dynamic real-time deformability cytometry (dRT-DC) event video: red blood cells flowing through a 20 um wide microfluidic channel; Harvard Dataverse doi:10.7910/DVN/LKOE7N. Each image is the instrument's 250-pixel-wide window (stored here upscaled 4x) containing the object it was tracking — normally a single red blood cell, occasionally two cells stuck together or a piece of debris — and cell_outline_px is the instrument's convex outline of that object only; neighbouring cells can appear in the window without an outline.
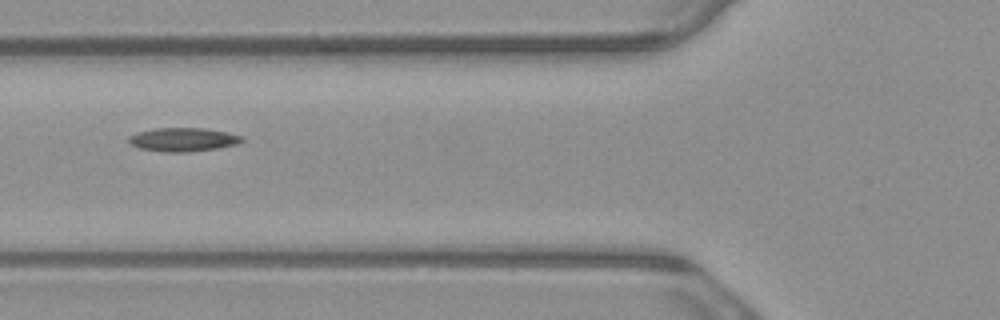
{"species": "common noctule bat (a hibernating species)", "species_latin": "Nyctalus noctula", "temperature_condition": "warm", "stored_images_in_passage": 4, "camera_frame_rate_fps": 3000, "um_per_image_px": 0.085, "animal": {"sex": "male", "body_mass_g": 23.1, "forearm_length_mm": 52.7}, "frame": {"image": 1, "passage_image": 2, "time_ms": 0.333, "image_size_px": [1000, 320], "cell_outline_px": [[244, 140], [236, 144], [216, 148], [192, 152], [164, 152], [140, 148], [132, 144], [128, 140], [128, 136], [136, 132], [156, 128], [204, 128], [228, 132], [244, 136]], "centroid_in_image_um": [15.57, 11.86], "position_along_channel_um": 110.2, "area_um2": 15.66}}
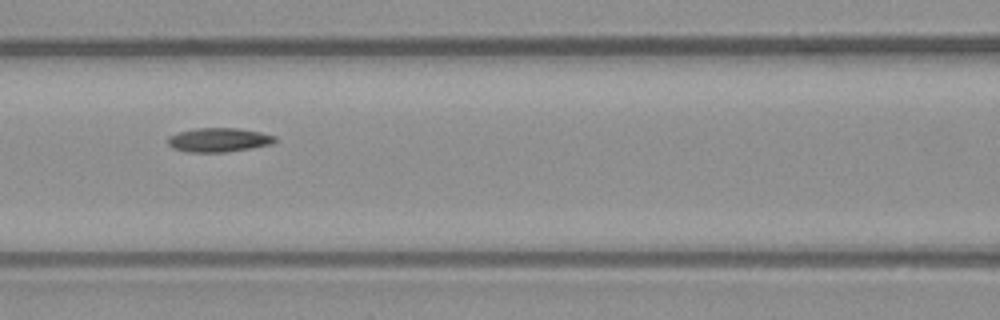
{"frame": {"image": 2, "passage_image": 3, "time_ms": 0.667, "image_size_px": [1000, 320], "cell_outline_px": [[276, 140], [272, 144], [252, 148], [224, 152], [188, 152], [172, 148], [168, 144], [168, 136], [176, 132], [196, 128], [236, 128], [260, 132], [276, 136]], "centroid_in_image_um": [18.57, 11.89], "position_along_channel_um": 148.0, "area_um2": 15.09}}
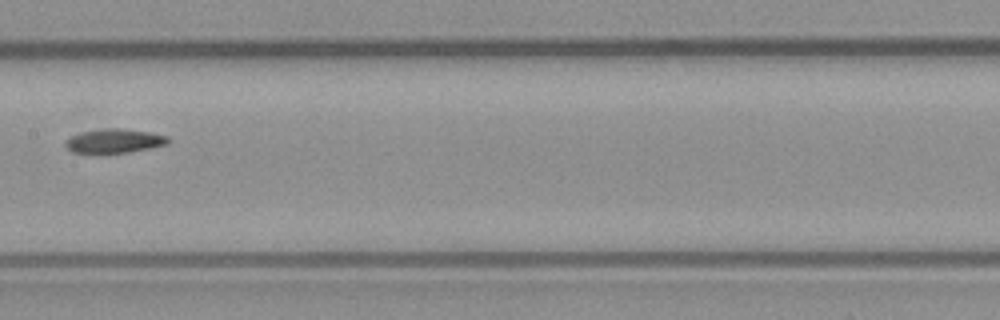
{"frame": {"image": 3, "passage_image": 4, "time_ms": 1.0, "image_size_px": [1000, 320], "cell_outline_px": [[172, 140], [168, 144], [152, 148], [128, 152], [100, 156], [92, 156], [72, 152], [64, 148], [64, 140], [68, 136], [80, 132], [108, 128], [124, 128], [148, 132], [168, 136]], "centroid_in_image_um": [9.62, 12.03], "position_along_channel_um": 197.8, "area_um2": 15.49}}